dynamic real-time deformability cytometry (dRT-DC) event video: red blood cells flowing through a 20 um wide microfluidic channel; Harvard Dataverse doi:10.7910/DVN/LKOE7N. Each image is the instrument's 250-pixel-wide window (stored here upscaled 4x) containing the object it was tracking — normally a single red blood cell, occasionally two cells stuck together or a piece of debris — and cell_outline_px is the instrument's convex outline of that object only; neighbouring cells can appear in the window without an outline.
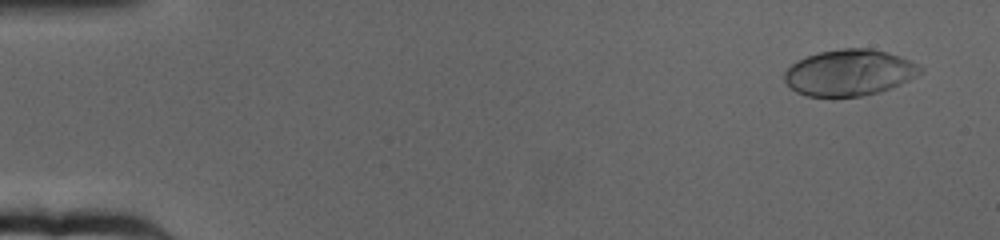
{"species": "human", "species_latin": "Homo sapiens", "temperature_condition": "cold", "stored_images_in_passage": 65, "camera_frame_rate_fps": 3000, "um_per_image_px": 0.085, "donor": {"sex": "female"}, "frame": {"image": 1, "passage_image": 4, "time_ms": 1.0, "image_size_px": [1000, 240], "cell_outline_px": [[924, 72], [900, 84], [864, 96], [808, 96], [796, 92], [784, 80], [784, 72], [796, 60], [820, 52], [844, 48], [868, 48], [888, 52], [900, 56], [924, 68]], "centroid_in_image_um": [72.19, 6.16], "position_along_channel_um": 12.8, "area_um2": 36.3}}
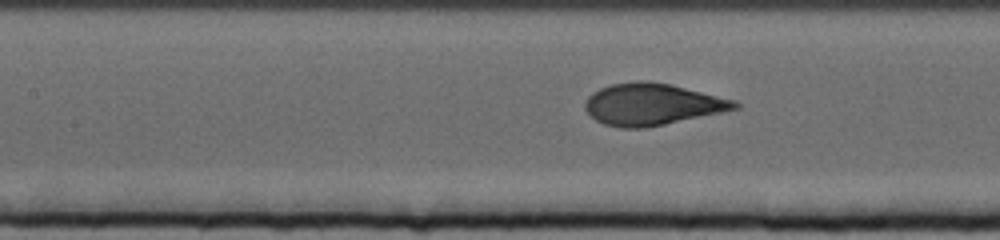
{"frame": {"image": 2, "passage_image": 30, "time_ms": 9.667, "image_size_px": [1000, 240], "cell_outline_px": [[740, 108], [664, 124], [644, 128], [620, 128], [604, 124], [596, 120], [584, 108], [584, 104], [588, 96], [592, 92], [600, 88], [612, 84], [636, 80], [644, 80], [672, 84], [736, 100], [740, 104]], "centroid_in_image_um": [55.43, 8.85], "position_along_channel_um": 152.0, "area_um2": 36.41}}
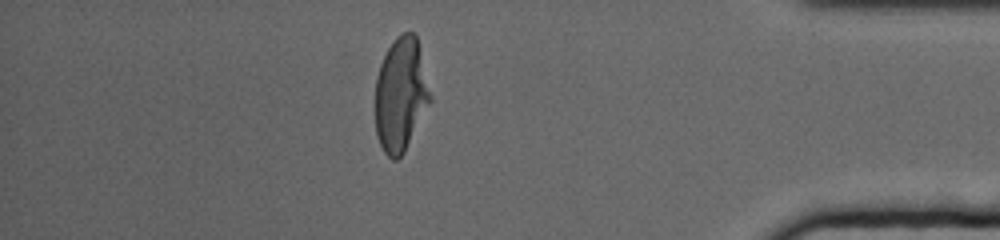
{"frame": {"image": 3, "passage_image": 57, "time_ms": 18.667, "image_size_px": [1000, 240], "cell_outline_px": [[432, 100], [404, 152], [396, 160], [392, 160], [384, 152], [376, 136], [376, 76], [380, 64], [388, 48], [396, 36], [404, 32], [412, 32], [416, 36], [432, 96]], "centroid_in_image_um": [34.07, 8.05], "position_along_channel_um": 401.1, "area_um2": 36.36}, "authors_computed_cell_mechanics": {"area_um2": 36.6452, "velocity_mm_per_s": 3.1495, "shape_relaxation_time_tau1_ms": 4.2044, "shape_relaxation_time_tau2_ms": null, "deformation_change_tau1": 0.2125, "deformation_change_tau2": null}}